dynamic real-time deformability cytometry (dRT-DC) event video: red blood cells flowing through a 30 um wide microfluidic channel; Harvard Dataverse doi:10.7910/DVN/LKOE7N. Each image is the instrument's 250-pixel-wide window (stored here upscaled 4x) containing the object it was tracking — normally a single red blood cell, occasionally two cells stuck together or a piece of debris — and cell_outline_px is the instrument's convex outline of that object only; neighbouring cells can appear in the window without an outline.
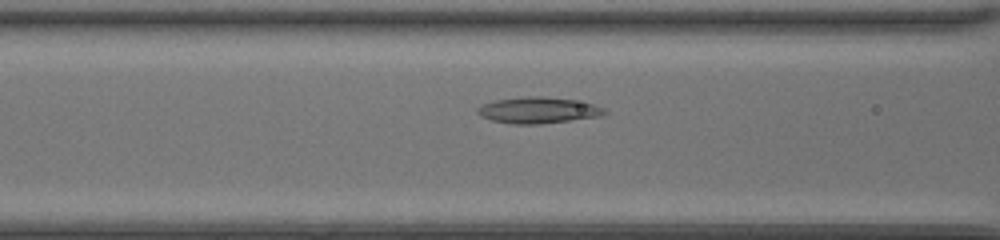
{"species": "common noctule bat (a hibernating species)", "species_latin": "Nyctalus noctula", "temperature_condition": "room temperature", "stored_images_in_passage": 40, "camera_frame_rate_fps": 3000, "um_per_image_px": 0.085, "animal": {"sex": "female", "body_mass_g": 20.0, "forearm_length_mm": 54.0}, "frame": {"image": 1, "passage_image": 12, "time_ms": 3.667, "image_size_px": [1000, 240], "cell_outline_px": [[608, 112], [604, 116], [540, 124], [508, 124], [492, 120], [480, 116], [476, 112], [476, 108], [484, 104], [496, 100], [524, 96], [544, 96], [572, 100], [592, 104], [604, 108]], "centroid_in_image_um": [45.74, 9.38], "position_along_channel_um": 120.9, "area_um2": 19.48}}
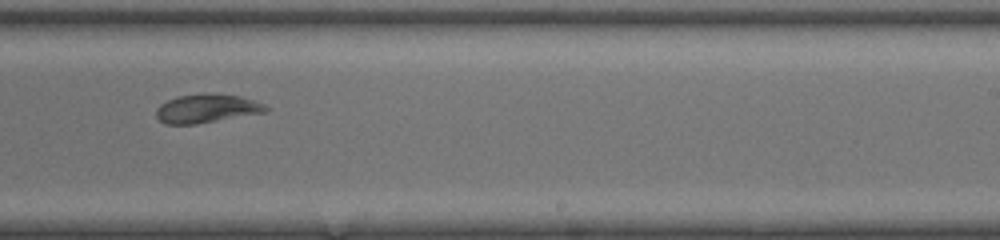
{"frame": {"image": 2, "passage_image": 23, "time_ms": 7.333, "image_size_px": [1000, 240], "cell_outline_px": [[272, 108], [268, 112], [196, 124], [164, 124], [156, 116], [156, 108], [160, 104], [176, 96], [204, 92], [208, 92], [240, 96], [264, 104]], "centroid_in_image_um": [17.59, 9.21], "position_along_channel_um": 271.4, "area_um2": 18.67}}
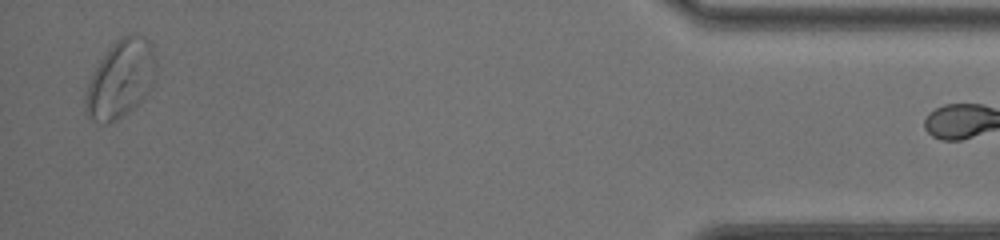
{"frame": {"image": 3, "passage_image": 39, "time_ms": 12.667, "image_size_px": [1000, 240], "cell_outline_px": [[156, 72], [152, 84], [148, 92], [128, 112], [116, 120], [104, 124], [100, 124], [92, 120], [84, 112], [84, 96], [92, 72], [108, 48], [120, 36], [144, 36], [152, 44], [156, 60]], "centroid_in_image_um": [10.22, 6.72], "position_along_channel_um": 425.0, "area_um2": 32.02}}